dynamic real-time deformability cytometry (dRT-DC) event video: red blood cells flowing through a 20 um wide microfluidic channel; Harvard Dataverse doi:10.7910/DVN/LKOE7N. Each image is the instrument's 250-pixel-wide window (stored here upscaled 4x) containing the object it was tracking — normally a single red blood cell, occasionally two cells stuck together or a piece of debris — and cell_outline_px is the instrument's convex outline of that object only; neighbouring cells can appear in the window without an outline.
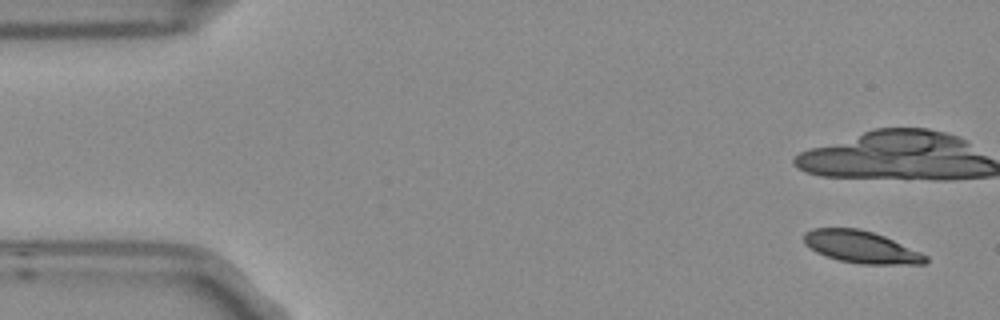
{"species": "Egyptian fruit bat (a non-hibernating species)", "species_latin": "Rousettus aegyptiacus", "temperature_condition": "room temperature", "stored_images_in_passage": 9, "camera_frame_rate_fps": 3000, "um_per_image_px": 0.085, "frame": {"image": 1, "passage_image": 1, "time_ms": 0.0, "image_size_px": [1000, 320], "cell_outline_px": [[928, 260], [924, 264], [864, 264], [840, 260], [824, 256], [816, 252], [804, 244], [804, 232], [812, 228], [860, 228], [884, 236], [920, 252], [928, 256]], "centroid_in_image_um": [73.17, 20.99], "position_along_channel_um": 11.8, "area_um2": 22.72}}
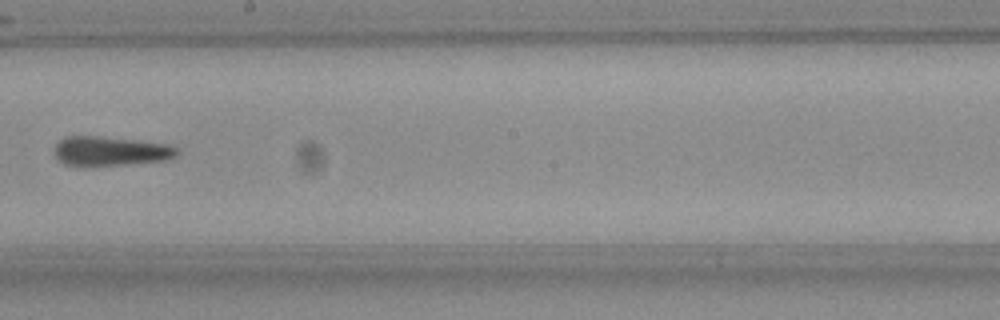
{"frame": {"image": 2, "passage_image": 9, "time_ms": 2.667, "image_size_px": [1000, 320], "cell_outline_px": [[180, 152], [176, 156], [168, 160], [124, 164], [64, 164], [56, 156], [56, 144], [64, 136], [96, 136], [168, 144], [176, 148]], "centroid_in_image_um": [9.44, 12.82], "position_along_channel_um": 238.8, "area_um2": 20.29}}